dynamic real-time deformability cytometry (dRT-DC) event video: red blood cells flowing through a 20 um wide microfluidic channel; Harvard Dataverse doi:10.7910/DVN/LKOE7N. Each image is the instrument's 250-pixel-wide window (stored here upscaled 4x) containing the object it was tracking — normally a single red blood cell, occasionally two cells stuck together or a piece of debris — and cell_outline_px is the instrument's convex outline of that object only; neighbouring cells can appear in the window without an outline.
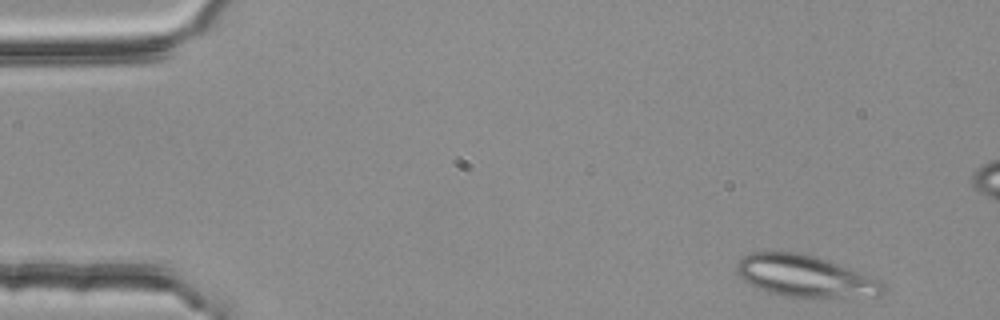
{"species": "common noctule bat (a hibernating species)", "species_latin": "Nyctalus noctula", "temperature_condition": "room temperature", "stored_images_in_passage": 4, "camera_frame_rate_fps": 3000, "um_per_image_px": 0.085, "animal": {"sex": "female", "body_mass_g": 25.1}, "frame": {"image": 1, "passage_image": 1, "time_ms": 0.0, "image_size_px": [1000, 320], "cell_outline_px": [[888, 288], [880, 296], [784, 296], [768, 292], [748, 284], [736, 272], [736, 264], [744, 256], [752, 252], [804, 252], [828, 260], [876, 280], [884, 284]], "centroid_in_image_um": [68.37, 23.45], "position_along_channel_um": 16.6, "area_um2": 34.91}}